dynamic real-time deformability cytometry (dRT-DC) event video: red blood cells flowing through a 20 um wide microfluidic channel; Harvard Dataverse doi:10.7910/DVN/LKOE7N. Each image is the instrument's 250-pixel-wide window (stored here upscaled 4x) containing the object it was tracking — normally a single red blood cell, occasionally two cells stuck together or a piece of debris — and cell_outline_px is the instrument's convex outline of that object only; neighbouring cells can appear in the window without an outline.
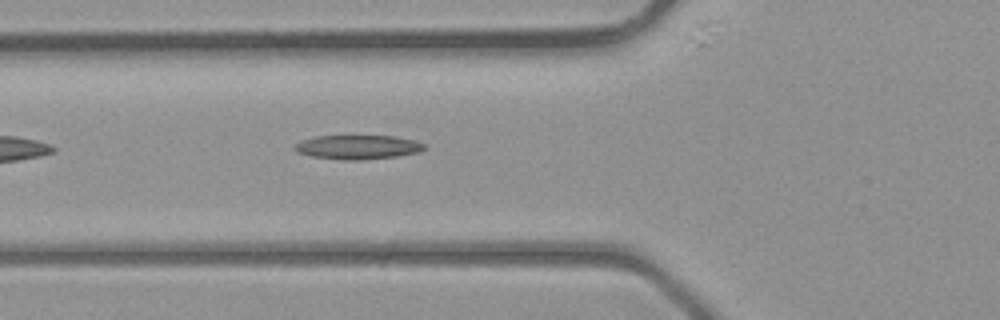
{"species": "common noctule bat (a hibernating species)", "species_latin": "Nyctalus noctula", "temperature_condition": "room temperature", "stored_images_in_passage": 3, "camera_frame_rate_fps": 3000, "um_per_image_px": 0.085, "animal": {"sex": "male", "body_mass_g": 23.1, "forearm_length_mm": 52.7}, "frame": {"image": 1, "passage_image": 3, "time_ms": 2.333, "image_size_px": [1000, 320], "cell_outline_px": [[424, 148], [420, 152], [396, 156], [360, 160], [344, 160], [312, 156], [296, 152], [292, 148], [300, 140], [316, 136], [396, 136], [416, 140], [424, 144]], "centroid_in_image_um": [30.39, 12.5], "position_along_channel_um": 95.4, "area_um2": 18.26}}